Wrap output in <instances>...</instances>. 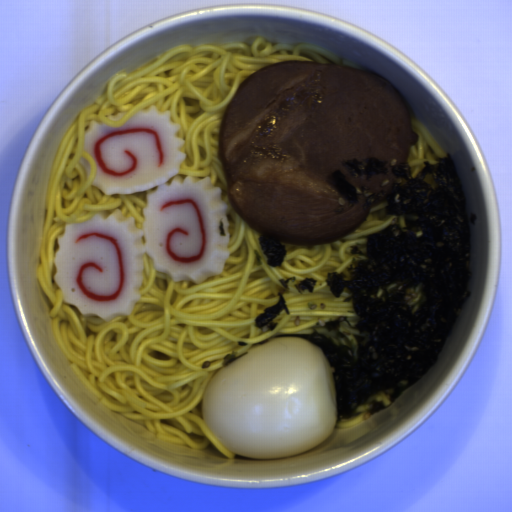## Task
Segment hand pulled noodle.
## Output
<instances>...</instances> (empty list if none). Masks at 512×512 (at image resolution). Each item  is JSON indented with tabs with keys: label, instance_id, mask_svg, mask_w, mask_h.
Masks as SVG:
<instances>
[{
	"label": "hand pulled noodle",
	"instance_id": "hand-pulled-noodle-1",
	"mask_svg": "<svg viewBox=\"0 0 512 512\" xmlns=\"http://www.w3.org/2000/svg\"><path fill=\"white\" fill-rule=\"evenodd\" d=\"M304 60L339 64L362 71L353 63L309 43L272 44L258 36L250 44H181L173 46L137 69L112 74L105 90L83 108L66 131L50 170L43 232L36 277L52 303L49 316L62 353L81 382L110 410L144 426L156 438L205 450L210 442L227 458L234 452L224 446L205 422L202 398L211 377L250 349L277 336L327 331L330 319L358 317L352 294L335 298L328 283L330 272L351 279L347 265L365 256L367 239L388 225L403 228L405 215L388 214L384 202L374 204L367 220L336 243L292 245L281 266L268 265L260 246L263 233L245 222L230 207V245L227 262L219 275L201 283L175 281L154 268L148 254L142 256L141 300L129 316L105 319L83 314L67 303L54 281L53 264L57 236L66 223H81L97 211L120 210L143 228L146 191L105 194L93 186L96 163L83 148L85 132L93 122L119 127L147 105L168 110L179 124L175 134L183 140L180 151L182 180L189 175L210 177L212 186L228 201L227 181L218 157L220 124L224 110L244 79L266 65ZM296 276L288 289L279 279ZM315 278L317 286L300 294L295 283ZM283 293L290 314L283 310L276 329L254 324L257 314L278 301Z\"/></svg>",
	"mask_w": 512,
	"mask_h": 512
},
{
	"label": "hand pulled noodle",
	"instance_id": "hand-pulled-noodle-2",
	"mask_svg": "<svg viewBox=\"0 0 512 512\" xmlns=\"http://www.w3.org/2000/svg\"><path fill=\"white\" fill-rule=\"evenodd\" d=\"M413 132L417 135L415 144L409 146V155L407 161L411 166L413 178L417 172L425 167L424 161H429L432 165L436 160L431 155L429 147L435 151L437 157L446 156V152L441 147L436 137L417 119H410Z\"/></svg>",
	"mask_w": 512,
	"mask_h": 512
},
{
	"label": "hand pulled noodle",
	"instance_id": "hand-pulled-noodle-3",
	"mask_svg": "<svg viewBox=\"0 0 512 512\" xmlns=\"http://www.w3.org/2000/svg\"><path fill=\"white\" fill-rule=\"evenodd\" d=\"M371 409V404H359L358 410L362 412L361 415H355L349 418H337V423L334 428L349 429L359 425L362 421L369 419L376 415V413H367L366 410Z\"/></svg>",
	"mask_w": 512,
	"mask_h": 512
},
{
	"label": "hand pulled noodle",
	"instance_id": "hand-pulled-noodle-4",
	"mask_svg": "<svg viewBox=\"0 0 512 512\" xmlns=\"http://www.w3.org/2000/svg\"><path fill=\"white\" fill-rule=\"evenodd\" d=\"M420 286H417L415 290H409L407 293L411 294L409 298H406L409 305H412L413 314L418 310L420 303L426 301V298L420 292Z\"/></svg>",
	"mask_w": 512,
	"mask_h": 512
}]
</instances>
